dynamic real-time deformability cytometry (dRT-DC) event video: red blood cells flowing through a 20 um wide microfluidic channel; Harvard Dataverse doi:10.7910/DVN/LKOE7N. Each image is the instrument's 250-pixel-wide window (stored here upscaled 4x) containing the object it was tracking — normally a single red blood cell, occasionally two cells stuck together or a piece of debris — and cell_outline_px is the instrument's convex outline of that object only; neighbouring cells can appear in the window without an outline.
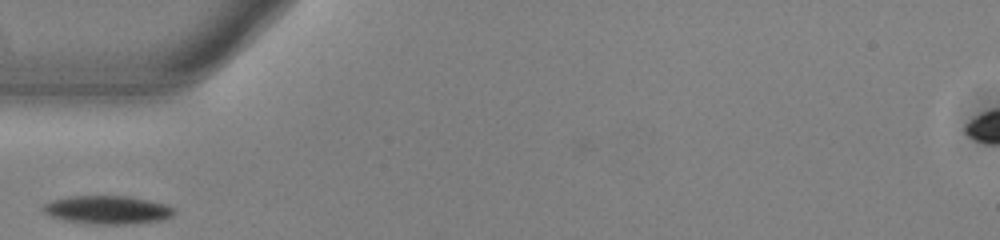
{"species": "common noctule bat (a hibernating species)", "species_latin": "Nyctalus noctula", "temperature_condition": "warm", "stored_images_in_passage": 1, "camera_frame_rate_fps": 3000, "um_per_image_px": 0.085, "animal": {"sex": "male", "body_mass_g": 13.0, "forearm_length_mm": 53.1}, "frame": {"image": 1, "passage_image": 1, "time_ms": 0.0, "image_size_px": [1000, 240], "cell_outline_px": [[176, 212], [172, 216], [164, 220], [136, 224], [88, 224], [64, 220], [52, 216], [44, 212], [44, 204], [52, 200], [68, 196], [128, 196], [168, 204], [176, 208]], "centroid_in_image_um": [9.22, 17.84], "position_along_channel_um": 75.8, "area_um2": 21.91}}